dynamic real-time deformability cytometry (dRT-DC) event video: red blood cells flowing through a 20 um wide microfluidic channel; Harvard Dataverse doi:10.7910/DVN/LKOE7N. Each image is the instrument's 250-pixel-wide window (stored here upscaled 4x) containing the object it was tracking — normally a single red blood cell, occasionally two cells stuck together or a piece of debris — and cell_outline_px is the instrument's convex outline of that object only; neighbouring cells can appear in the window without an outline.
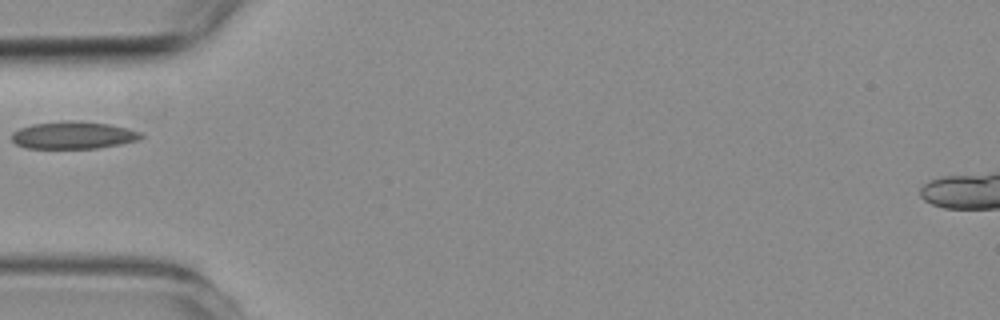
{"species": "common noctule bat (a hibernating species)", "species_latin": "Nyctalus noctula", "temperature_condition": "room temperature", "stored_images_in_passage": 1, "camera_frame_rate_fps": 3000, "um_per_image_px": 0.085, "animal": {"sex": "female", "body_mass_g": 19.3, "forearm_length_mm": 54.1}, "frame": {"image": 1, "passage_image": 1, "time_ms": 0.0, "image_size_px": [1000, 320], "cell_outline_px": [[144, 136], [140, 140], [120, 144], [96, 148], [28, 148], [16, 144], [12, 140], [12, 132], [20, 128], [32, 124], [64, 120], [80, 120], [108, 124], [128, 128], [140, 132]], "centroid_in_image_um": [6.24, 11.48], "position_along_channel_um": 78.8, "area_um2": 20.75}}